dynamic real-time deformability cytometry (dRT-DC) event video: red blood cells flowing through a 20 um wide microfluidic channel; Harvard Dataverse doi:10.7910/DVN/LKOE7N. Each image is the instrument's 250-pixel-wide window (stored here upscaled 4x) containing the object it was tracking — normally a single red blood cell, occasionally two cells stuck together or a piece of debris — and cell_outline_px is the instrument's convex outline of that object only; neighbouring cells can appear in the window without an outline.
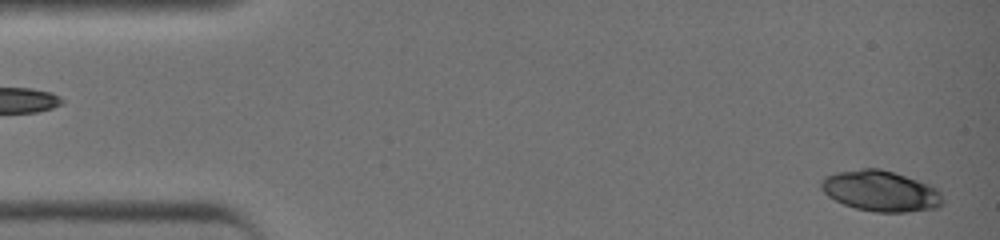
{"species": "common noctule bat (a hibernating species)", "species_latin": "Nyctalus noctula", "temperature_condition": "warm", "stored_images_in_passage": 40, "camera_frame_rate_fps": 3000, "um_per_image_px": 0.085, "animal": {"sex": "female", "body_mass_g": 19.0, "forearm_length_mm": 51.5}, "frame": {"image": 1, "passage_image": 1, "time_ms": 0.0, "image_size_px": [1000, 240], "cell_outline_px": [[940, 204], [936, 208], [904, 212], [876, 212], [856, 208], [844, 204], [828, 196], [824, 192], [820, 184], [828, 176], [840, 172], [864, 168], [876, 168], [892, 172], [928, 184], [940, 196]], "centroid_in_image_um": [74.81, 16.25], "position_along_channel_um": 10.2, "area_um2": 27.8}}
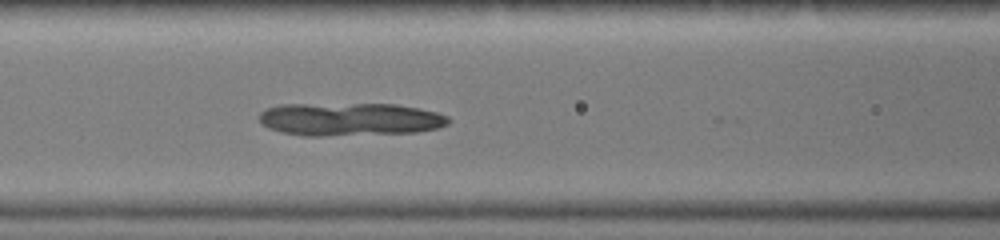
{"frame": {"image": 2, "passage_image": 17, "time_ms": 5.333, "image_size_px": [1000, 240], "cell_outline_px": [[448, 120], [444, 124], [436, 128], [416, 132], [320, 136], [304, 136], [284, 132], [272, 128], [264, 124], [260, 120], [260, 112], [268, 108], [288, 104], [392, 104], [416, 108], [436, 112], [448, 116]], "centroid_in_image_um": [29.73, 10.13], "position_along_channel_um": 136.9, "area_um2": 35.72}}
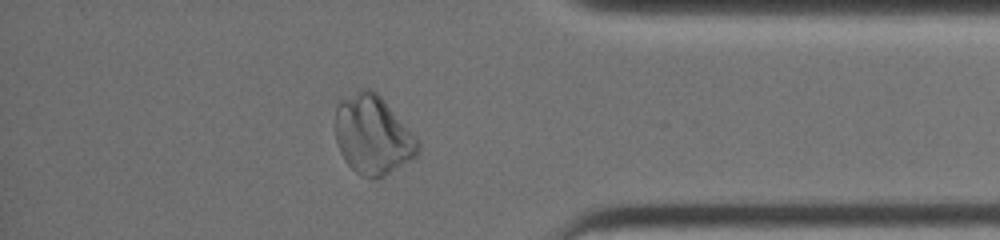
{"frame": {"image": 3, "passage_image": 35, "time_ms": 11.333, "image_size_px": [1000, 240], "cell_outline_px": [[416, 156], [384, 176], [376, 180], [372, 180], [356, 172], [348, 164], [340, 152], [336, 140], [336, 108], [340, 100], [360, 88], [368, 88], [376, 92], [380, 96], [416, 140]], "centroid_in_image_um": [31.61, 11.48], "position_along_channel_um": 403.6, "area_um2": 36.99}}